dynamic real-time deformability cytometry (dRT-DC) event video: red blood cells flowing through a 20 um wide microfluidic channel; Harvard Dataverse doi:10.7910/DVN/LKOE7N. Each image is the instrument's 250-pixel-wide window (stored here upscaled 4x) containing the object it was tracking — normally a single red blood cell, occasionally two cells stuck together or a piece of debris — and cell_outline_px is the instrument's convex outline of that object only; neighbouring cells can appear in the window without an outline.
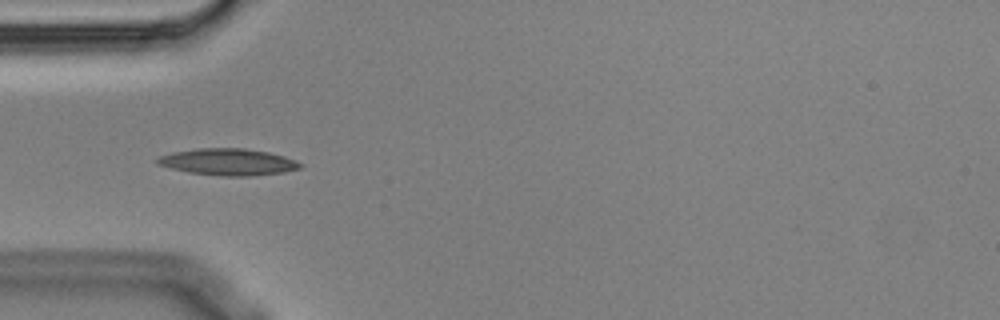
{"species": "Egyptian fruit bat (a non-hibernating species)", "species_latin": "Rousettus aegyptiacus", "temperature_condition": "cold", "stored_images_in_passage": 2, "camera_frame_rate_fps": 3000, "um_per_image_px": 0.085, "animal": {"sex": "male"}, "frame": {"image": 1, "passage_image": 2, "time_ms": 0.333, "image_size_px": [1000, 320], "cell_outline_px": [[304, 164], [300, 168], [284, 172], [248, 176], [224, 176], [188, 172], [156, 164], [156, 160], [160, 156], [172, 152], [196, 148], [244, 148], [268, 152], [284, 156]], "centroid_in_image_um": [19.39, 13.76], "position_along_channel_um": 65.6, "area_um2": 22.14}}